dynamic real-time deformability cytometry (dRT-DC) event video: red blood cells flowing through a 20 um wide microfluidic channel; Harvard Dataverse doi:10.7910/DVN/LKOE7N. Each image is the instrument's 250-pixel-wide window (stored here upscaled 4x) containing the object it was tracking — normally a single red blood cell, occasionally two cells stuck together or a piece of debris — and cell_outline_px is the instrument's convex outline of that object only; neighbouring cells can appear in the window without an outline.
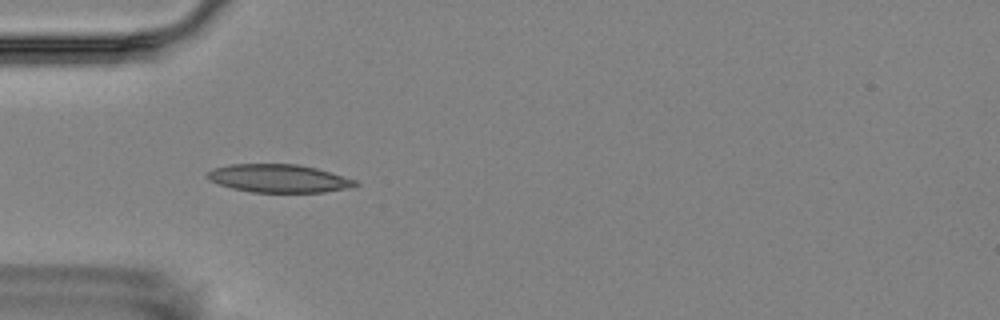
{"species": "Egyptian fruit bat (a non-hibernating species)", "species_latin": "Rousettus aegyptiacus", "temperature_condition": "room temperature", "stored_images_in_passage": 5, "camera_frame_rate_fps": 3000, "um_per_image_px": 0.085, "animal": {"sex": "female"}, "frame": {"image": 1, "passage_image": 5, "time_ms": 5.333, "image_size_px": [1000, 320], "cell_outline_px": [[360, 184], [352, 188], [324, 192], [252, 192], [232, 188], [208, 180], [204, 176], [212, 168], [232, 164], [296, 164], [316, 168], [356, 180]], "centroid_in_image_um": [23.69, 15.16], "position_along_channel_um": 61.3, "area_um2": 24.28}}